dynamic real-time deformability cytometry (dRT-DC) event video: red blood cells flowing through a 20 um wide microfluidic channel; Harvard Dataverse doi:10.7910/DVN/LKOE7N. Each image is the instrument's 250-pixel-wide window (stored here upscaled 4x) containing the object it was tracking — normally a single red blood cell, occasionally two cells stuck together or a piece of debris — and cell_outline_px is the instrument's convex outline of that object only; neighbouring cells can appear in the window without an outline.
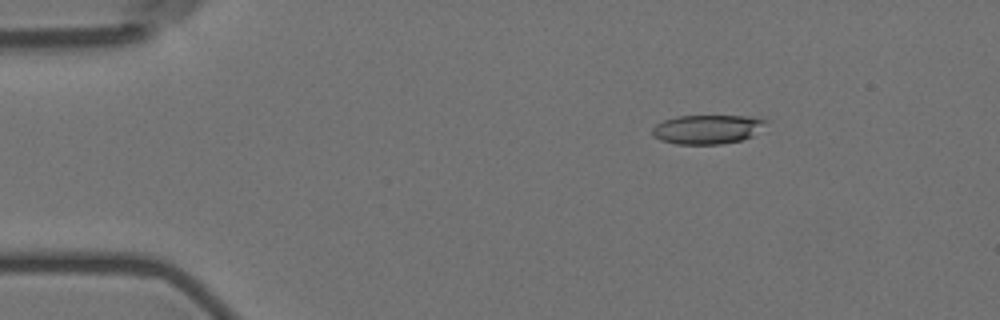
{"species": "Egyptian fruit bat (a non-hibernating species)", "species_latin": "Rousettus aegyptiacus", "temperature_condition": "room temperature", "stored_images_in_passage": 5, "camera_frame_rate_fps": 3000, "um_per_image_px": 0.085, "animal": {"sex": "female"}, "frame": {"image": 1, "passage_image": 2, "time_ms": 2.0, "image_size_px": [1000, 320], "cell_outline_px": [[768, 120], [752, 136], [740, 140], [720, 144], [676, 144], [660, 140], [652, 136], [652, 128], [656, 124], [664, 120], [676, 116], [752, 116]], "centroid_in_image_um": [60.07, 10.99], "position_along_channel_um": 24.9, "area_um2": 19.19}}
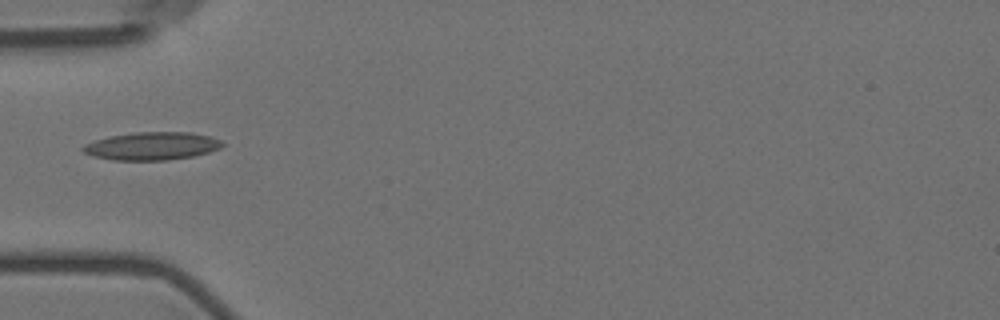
{"frame": {"image": 2, "passage_image": 5, "time_ms": 5.333, "image_size_px": [1000, 320], "cell_outline_px": [[224, 144], [220, 148], [208, 152], [192, 156], [168, 160], [112, 160], [96, 156], [84, 152], [80, 148], [84, 144], [108, 136], [132, 132], [188, 132], [212, 136], [220, 140]], "centroid_in_image_um": [12.91, 12.4], "position_along_channel_um": 72.1, "area_um2": 22.66}}